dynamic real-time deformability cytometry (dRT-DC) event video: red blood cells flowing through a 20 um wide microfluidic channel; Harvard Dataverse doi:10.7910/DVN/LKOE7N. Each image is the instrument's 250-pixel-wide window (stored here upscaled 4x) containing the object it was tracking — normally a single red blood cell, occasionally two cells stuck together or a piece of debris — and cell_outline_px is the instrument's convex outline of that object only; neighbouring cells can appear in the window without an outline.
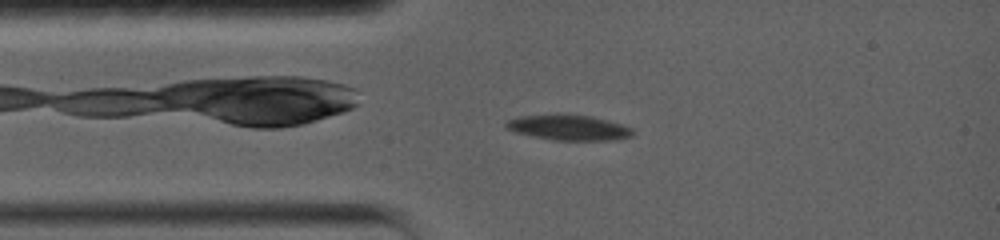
{"species": "common noctule bat (a hibernating species)", "species_latin": "Nyctalus noctula", "temperature_condition": "warm", "stored_images_in_passage": 92, "camera_frame_rate_fps": 5000, "um_per_image_px": 0.085, "animal": {"sex": "female", "body_mass_g": 19.0, "forearm_length_mm": 56.7}, "frame": {"image": 1, "passage_image": 16, "time_ms": 3.0, "image_size_px": [1000, 240], "cell_outline_px": [[632, 136], [616, 140], [556, 140], [532, 136], [516, 132], [504, 128], [504, 124], [508, 120], [520, 116], [592, 116], [620, 124], [632, 128]], "centroid_in_image_um": [48.34, 10.87], "position_along_channel_um": 36.7, "area_um2": 18.03}}
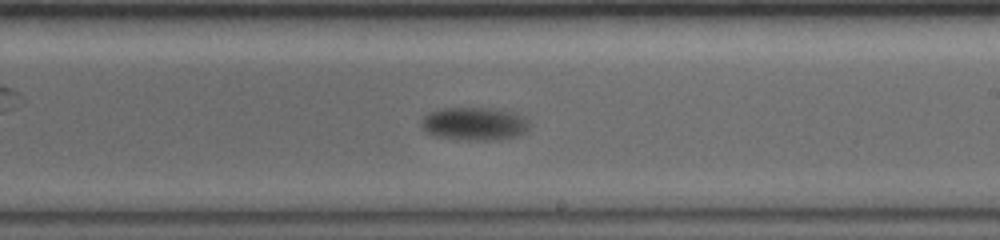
{"frame": {"image": 2, "passage_image": 48, "time_ms": 9.4, "image_size_px": [1000, 240], "cell_outline_px": [[524, 132], [512, 136], [488, 140], [468, 140], [444, 136], [428, 132], [424, 128], [424, 116], [432, 112], [444, 108], [484, 108], [508, 112], [524, 120]], "centroid_in_image_um": [40.24, 10.51], "position_along_channel_um": 248.8, "area_um2": 19.13}}
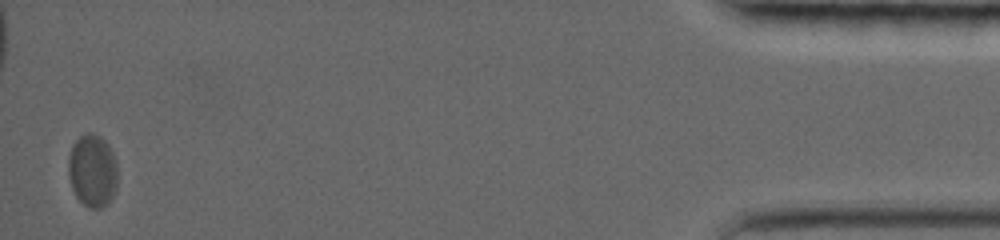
{"frame": {"image": 3, "passage_image": 92, "time_ms": 18.2, "image_size_px": [1000, 240], "cell_outline_px": [[100, 204], [88, 204], [80, 196], [76, 188], [72, 176], [72, 152], [76, 144], [80, 140], [88, 140], [96, 144], [100, 200]], "centroid_in_image_um": [7.33, 14.57], "position_along_channel_um": 427.9, "area_um2": 10.4}, "authors_computed_cell_mechanics": {"area_um2": 18.0336, "velocity_mm_per_s": 3.443, "shape_relaxation_time_tau1_ms": 4.1785, "shape_relaxation_time_tau2_ms": null, "deformation_change_tau1": 0.1704, "deformation_change_tau2": null}}